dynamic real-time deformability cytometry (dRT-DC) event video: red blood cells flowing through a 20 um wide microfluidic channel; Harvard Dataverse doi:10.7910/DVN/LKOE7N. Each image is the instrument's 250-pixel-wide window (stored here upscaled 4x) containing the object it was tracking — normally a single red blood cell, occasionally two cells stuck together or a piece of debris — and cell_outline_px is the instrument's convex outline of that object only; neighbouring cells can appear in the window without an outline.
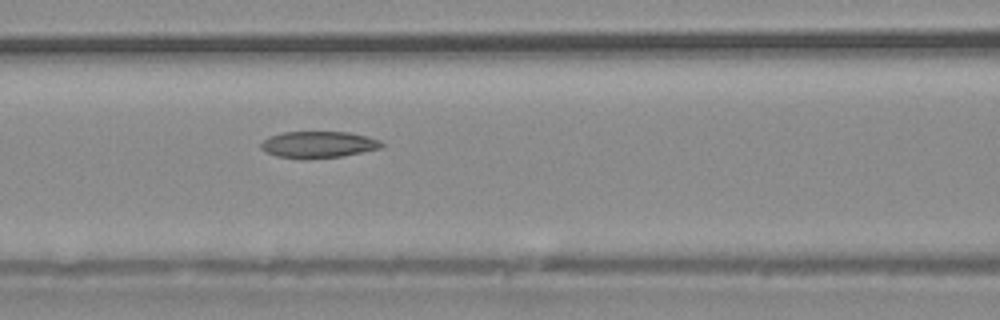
{"species": "common noctule bat (a hibernating species)", "species_latin": "Nyctalus noctula", "temperature_condition": "warm", "stored_images_in_passage": 39, "camera_frame_rate_fps": 3000, "um_per_image_px": 0.085, "animal": {"sex": "male", "body_mass_g": 20.4}, "frame": {"image": 1, "passage_image": 17, "time_ms": 5.333, "image_size_px": [1000, 320], "cell_outline_px": [[384, 144], [380, 148], [340, 156], [308, 160], [300, 160], [276, 156], [264, 152], [260, 148], [260, 144], [268, 136], [284, 132], [348, 132], [380, 140]], "centroid_in_image_um": [26.97, 12.31], "position_along_channel_um": 139.6, "area_um2": 18.84}}